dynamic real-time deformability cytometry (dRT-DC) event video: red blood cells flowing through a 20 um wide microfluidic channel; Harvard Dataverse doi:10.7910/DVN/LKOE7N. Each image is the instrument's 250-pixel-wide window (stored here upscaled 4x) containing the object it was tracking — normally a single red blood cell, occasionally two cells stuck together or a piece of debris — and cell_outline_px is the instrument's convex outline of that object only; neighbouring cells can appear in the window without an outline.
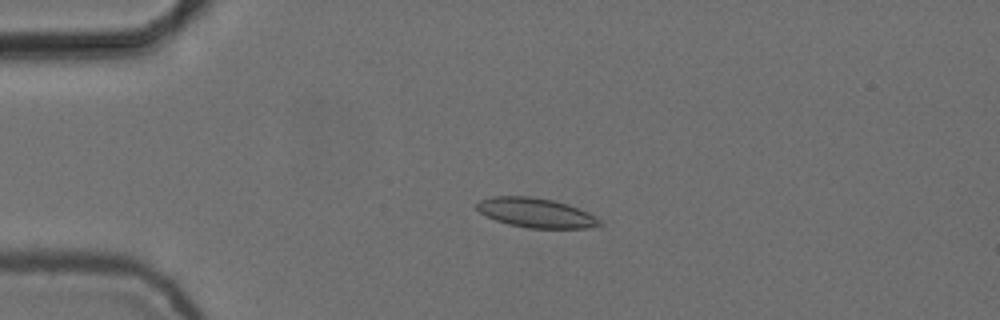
{"species": "common noctule bat (a hibernating species)", "species_latin": "Nyctalus noctula", "temperature_condition": "cold", "stored_images_in_passage": 4, "camera_frame_rate_fps": 3000, "um_per_image_px": 0.085, "animal": {"sex": "female", "body_mass_g": 24.6, "forearm_length_mm": 56.2}, "frame": {"image": 1, "passage_image": 4, "time_ms": 1.0, "image_size_px": [1000, 320], "cell_outline_px": [[600, 224], [588, 228], [528, 228], [508, 224], [496, 220], [480, 212], [476, 208], [476, 204], [480, 200], [492, 196], [528, 196], [552, 200], [568, 204], [588, 212], [596, 216], [600, 220]], "centroid_in_image_um": [45.54, 18.08], "position_along_channel_um": 39.5, "area_um2": 20.98}}